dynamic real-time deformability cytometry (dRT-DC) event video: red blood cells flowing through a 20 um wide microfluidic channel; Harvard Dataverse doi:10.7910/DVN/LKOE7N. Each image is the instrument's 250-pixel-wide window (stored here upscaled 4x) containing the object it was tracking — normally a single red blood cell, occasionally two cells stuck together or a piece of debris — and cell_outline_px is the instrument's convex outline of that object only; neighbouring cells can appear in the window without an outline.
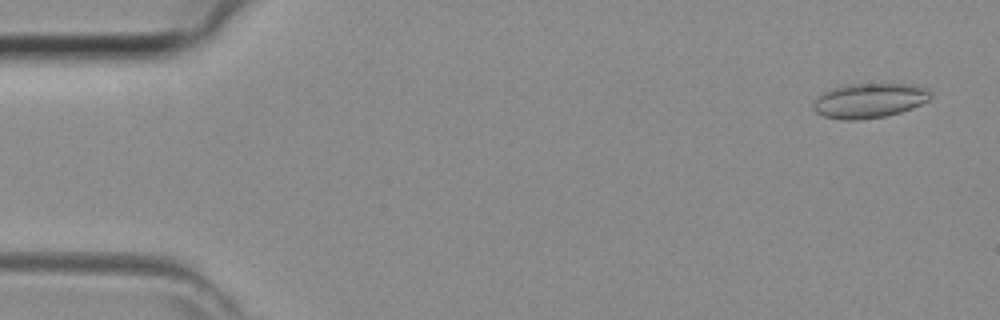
{"species": "common noctule bat (a hibernating species)", "species_latin": "Nyctalus noctula", "temperature_condition": "room temperature", "stored_images_in_passage": 11, "camera_frame_rate_fps": 3000, "um_per_image_px": 0.085, "animal": {"sex": "female", "body_mass_g": 29.2, "forearm_length_mm": 56.3}, "frame": {"image": 1, "passage_image": 2, "time_ms": 0.333, "image_size_px": [1000, 320], "cell_outline_px": [[932, 96], [928, 100], [912, 108], [900, 112], [884, 116], [856, 120], [844, 120], [824, 116], [816, 112], [812, 108], [812, 104], [824, 92], [832, 88], [848, 84], [920, 84], [928, 88], [932, 92]], "centroid_in_image_um": [73.94, 8.53], "position_along_channel_um": 11.1, "area_um2": 23.76}}